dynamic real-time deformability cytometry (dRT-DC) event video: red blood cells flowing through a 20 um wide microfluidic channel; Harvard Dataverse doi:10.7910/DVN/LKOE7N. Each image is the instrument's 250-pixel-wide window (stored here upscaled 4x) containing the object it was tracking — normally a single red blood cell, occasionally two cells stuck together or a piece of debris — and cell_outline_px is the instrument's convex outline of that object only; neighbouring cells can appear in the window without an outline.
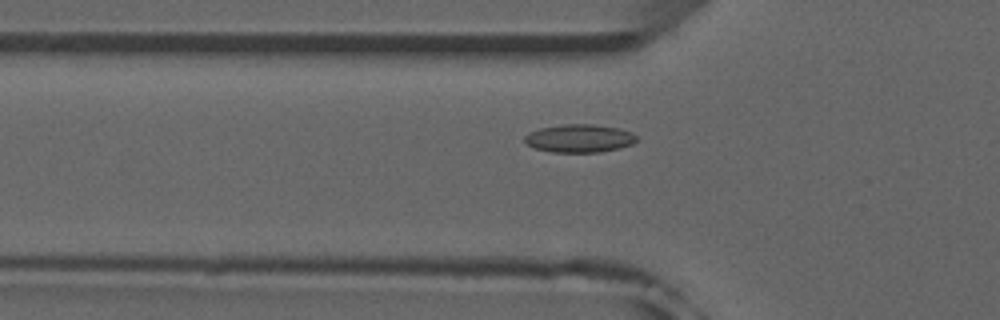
{"species": "common noctule bat (a hibernating species)", "species_latin": "Nyctalus noctula", "temperature_condition": "room temperature", "stored_images_in_passage": 39, "camera_frame_rate_fps": 3000, "um_per_image_px": 0.085, "animal": {"sex": "male", "forearm_length_mm": 52.5}, "frame": {"image": 1, "passage_image": 4, "time_ms": 1.0, "image_size_px": [1000, 320], "cell_outline_px": [[636, 140], [632, 144], [620, 148], [600, 152], [552, 152], [536, 148], [528, 144], [524, 140], [524, 136], [528, 132], [540, 128], [564, 124], [592, 124], [620, 128], [632, 132], [636, 136]], "centroid_in_image_um": [49.26, 11.75], "position_along_channel_um": 76.5, "area_um2": 18.32}}
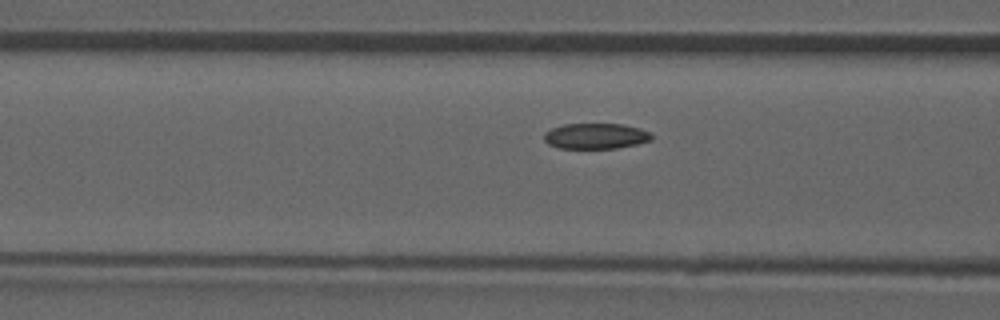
{"frame": {"image": 2, "passage_image": 7, "time_ms": 2.0, "image_size_px": [1000, 320], "cell_outline_px": [[652, 140], [636, 144], [616, 148], [556, 148], [548, 144], [544, 140], [544, 132], [552, 128], [564, 124], [624, 124], [640, 128], [648, 132], [652, 136]], "centroid_in_image_um": [50.61, 11.56], "position_along_channel_um": 116.0, "area_um2": 16.07}}
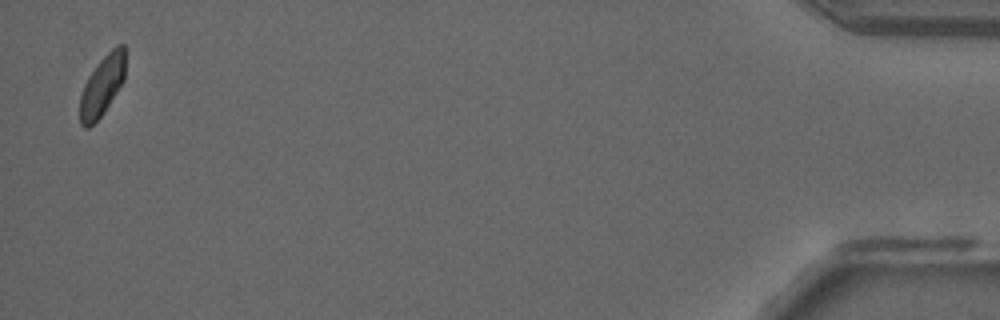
{"frame": {"image": 3, "passage_image": 38, "time_ms": 12.333, "image_size_px": [1000, 320], "cell_outline_px": [[124, 80], [104, 112], [88, 128], [84, 128], [80, 124], [80, 96], [84, 84], [88, 76], [96, 64], [116, 44], [124, 44]], "centroid_in_image_um": [8.66, 7.28], "position_along_channel_um": 426.5, "area_um2": 15.78}, "authors_computed_cell_mechanics": {"area_um2": 16.5308, "velocity_mm_per_s": 3.9009, "shape_relaxation_time_tau1_ms": null, "shape_relaxation_time_tau2_ms": 4.2029, "deformation_change_tau1": null, "deformation_change_tau2": 0.0742}}